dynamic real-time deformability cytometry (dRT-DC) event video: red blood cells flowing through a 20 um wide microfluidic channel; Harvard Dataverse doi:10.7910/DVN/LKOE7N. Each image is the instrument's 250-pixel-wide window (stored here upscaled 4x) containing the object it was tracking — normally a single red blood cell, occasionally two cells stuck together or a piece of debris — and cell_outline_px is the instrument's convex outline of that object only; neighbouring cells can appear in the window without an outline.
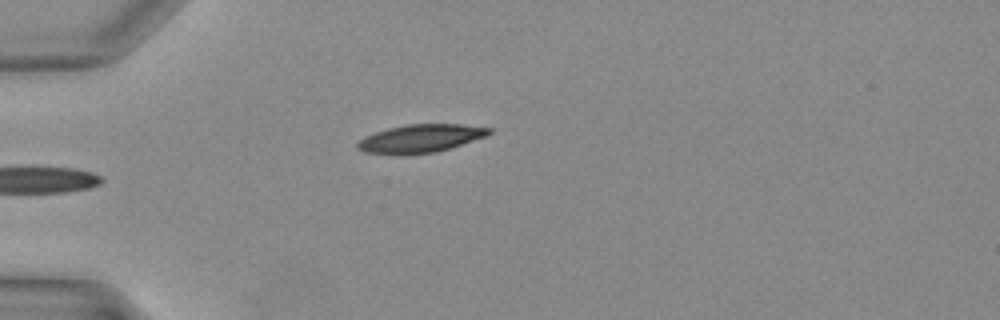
{"species": "Egyptian fruit bat (a non-hibernating species)", "species_latin": "Rousettus aegyptiacus", "temperature_condition": "warm", "stored_images_in_passage": 27, "camera_frame_rate_fps": 3000, "um_per_image_px": 0.085, "animal": {"sex": "female"}, "frame": {"image": 1, "passage_image": 1, "time_ms": 0.0, "image_size_px": [1000, 320], "cell_outline_px": [[492, 132], [488, 136], [436, 152], [364, 152], [356, 148], [356, 144], [360, 140], [376, 132], [388, 128], [408, 124], [460, 124], [492, 128]], "centroid_in_image_um": [35.84, 11.72], "position_along_channel_um": 49.2, "area_um2": 20.69}}
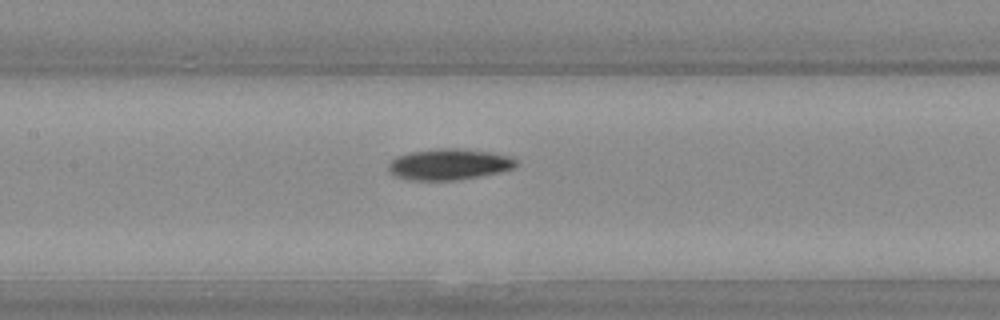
{"frame": {"image": 2, "passage_image": 9, "time_ms": 2.667, "image_size_px": [1000, 320], "cell_outline_px": [[516, 168], [500, 172], [480, 176], [456, 180], [412, 180], [396, 176], [388, 168], [388, 164], [396, 156], [412, 152], [436, 148], [456, 148], [488, 152], [508, 156], [516, 160]], "centroid_in_image_um": [38.17, 13.97], "position_along_channel_um": 169.2, "area_um2": 22.89}}
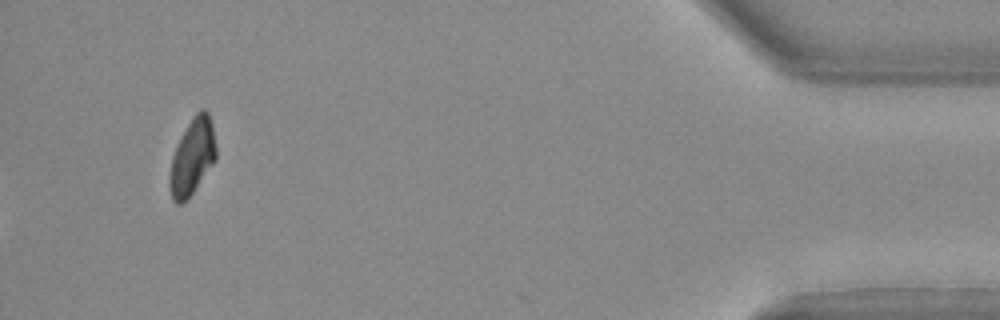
{"frame": {"image": 3, "passage_image": 27, "time_ms": 8.667, "image_size_px": [1000, 320], "cell_outline_px": [[216, 160], [188, 200], [180, 204], [176, 204], [172, 200], [168, 184], [168, 180], [172, 156], [188, 124], [196, 112], [200, 108], [204, 108], [208, 112], [212, 124], [216, 148]], "centroid_in_image_um": [16.34, 13.38], "position_along_channel_um": 418.9, "area_um2": 20.69}}